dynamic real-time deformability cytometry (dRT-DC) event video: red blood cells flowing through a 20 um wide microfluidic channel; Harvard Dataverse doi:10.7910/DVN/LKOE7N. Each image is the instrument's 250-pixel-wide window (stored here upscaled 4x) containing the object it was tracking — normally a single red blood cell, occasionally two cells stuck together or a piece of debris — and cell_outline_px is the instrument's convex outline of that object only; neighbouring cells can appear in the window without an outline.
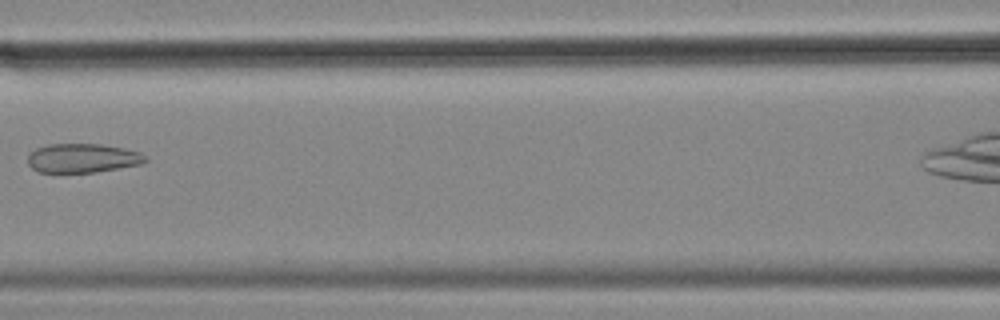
{"species": "common noctule bat (a hibernating species)", "species_latin": "Nyctalus noctula", "temperature_condition": "cold", "stored_images_in_passage": 7, "camera_frame_rate_fps": 3000, "um_per_image_px": 0.085, "animal": {"sex": "female", "body_mass_g": 18.4}, "frame": {"image": 1, "passage_image": 4, "time_ms": 1.0, "image_size_px": [1000, 320], "cell_outline_px": [[148, 160], [140, 164], [96, 172], [36, 172], [28, 164], [28, 152], [36, 148], [48, 144], [100, 144], [124, 148], [140, 152]], "centroid_in_image_um": [6.97, 13.43], "position_along_channel_um": 159.6, "area_um2": 19.94}}
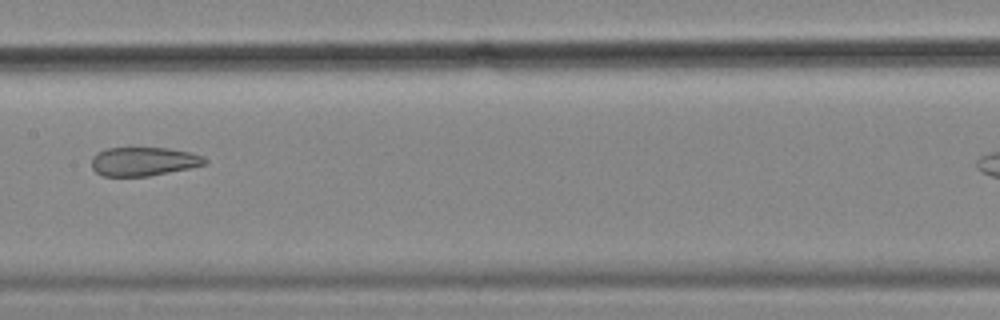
{"frame": {"image": 2, "passage_image": 5, "time_ms": 1.333, "image_size_px": [1000, 320], "cell_outline_px": [[208, 164], [148, 176], [104, 176], [96, 172], [92, 168], [92, 156], [96, 152], [108, 148], [168, 148], [188, 152], [204, 156], [208, 160]], "centroid_in_image_um": [12.2, 13.72], "position_along_channel_um": 195.2, "area_um2": 18.96}}
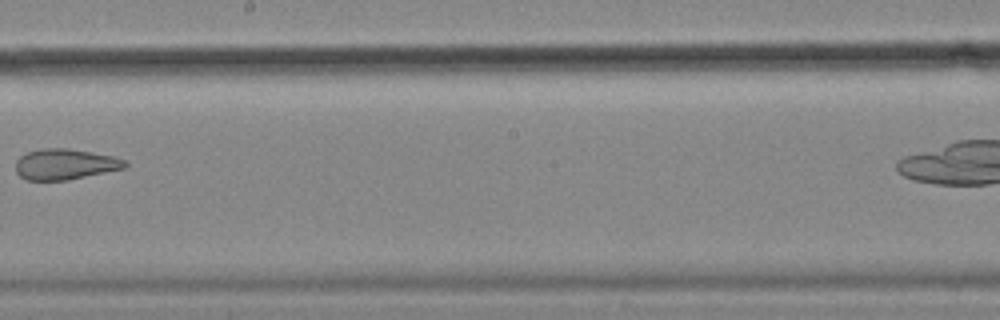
{"frame": {"image": 3, "passage_image": 6, "time_ms": 1.667, "image_size_px": [1000, 320], "cell_outline_px": [[128, 164], [124, 168], [68, 180], [24, 180], [16, 172], [16, 160], [20, 156], [28, 152], [44, 148], [68, 148], [92, 152], [112, 156], [124, 160]], "centroid_in_image_um": [5.5, 13.96], "position_along_channel_um": 242.7, "area_um2": 19.48}}